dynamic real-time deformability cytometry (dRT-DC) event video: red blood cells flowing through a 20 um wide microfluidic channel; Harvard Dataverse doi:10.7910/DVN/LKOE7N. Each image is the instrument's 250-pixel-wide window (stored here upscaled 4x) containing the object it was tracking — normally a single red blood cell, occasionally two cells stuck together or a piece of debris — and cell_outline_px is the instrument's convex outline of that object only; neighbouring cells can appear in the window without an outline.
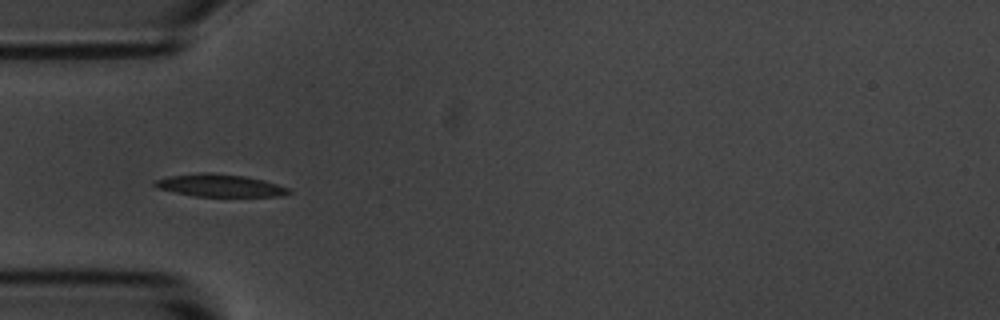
{"species": "common noctule bat (a hibernating species)", "species_latin": "Nyctalus noctula", "temperature_condition": "room temperature", "stored_images_in_passage": 39, "camera_frame_rate_fps": 3000, "um_per_image_px": 0.085, "animal": {"sex": "male", "body_mass_g": 20.1, "forearm_length_mm": 53.5}, "frame": {"image": 1, "passage_image": 1, "time_ms": 0.0, "image_size_px": [1000, 320], "cell_outline_px": [[292, 192], [280, 196], [196, 196], [156, 188], [152, 184], [152, 180], [168, 176], [204, 172], [208, 172], [244, 176], [264, 180], [288, 188]], "centroid_in_image_um": [18.63, 15.76], "position_along_channel_um": 66.4, "area_um2": 17.46}}
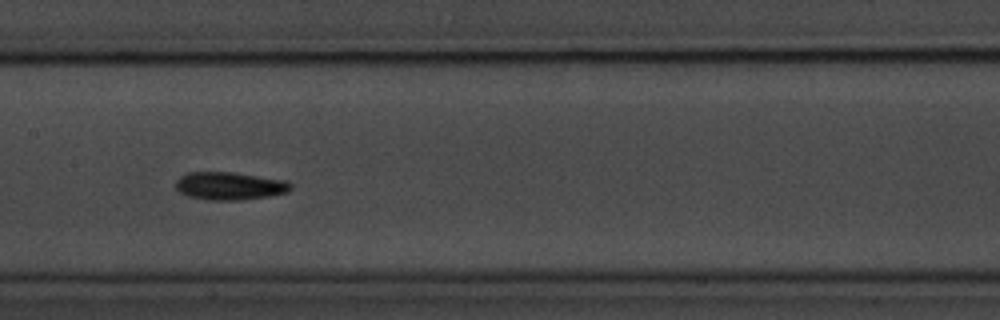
{"frame": {"image": 2, "passage_image": 11, "time_ms": 3.333, "image_size_px": [1000, 320], "cell_outline_px": [[292, 188], [288, 192], [268, 196], [240, 200], [212, 200], [188, 196], [180, 192], [176, 188], [176, 180], [180, 176], [188, 172], [232, 172], [284, 180], [292, 184]], "centroid_in_image_um": [19.51, 15.8], "position_along_channel_um": 187.9, "area_um2": 18.55}}
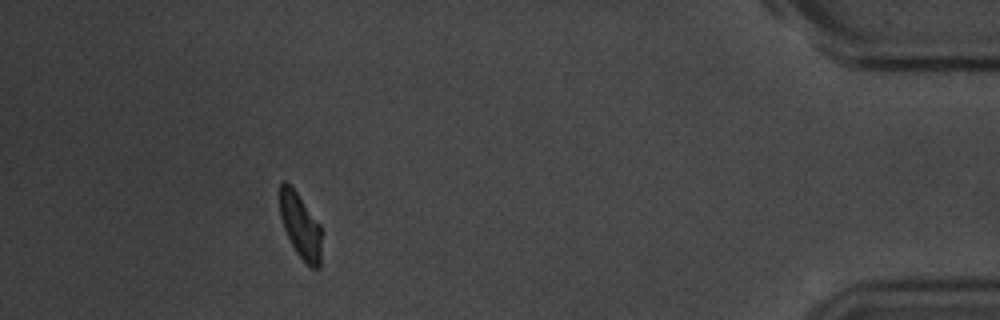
{"frame": {"image": 3, "passage_image": 34, "time_ms": 11.0, "image_size_px": [1000, 320], "cell_outline_px": [[320, 268], [312, 268], [296, 252], [284, 228], [280, 216], [280, 184], [284, 180], [296, 192], [320, 224]], "centroid_in_image_um": [25.52, 19.19], "position_along_channel_um": 409.7, "area_um2": 15.32}, "authors_computed_cell_mechanics": {"area_um2": 17.1666, "velocity_mm_per_s": 3.6392, "shape_relaxation_time_tau1_ms": 2.1233, "shape_relaxation_time_tau2_ms": 5.1819, "deformation_change_tau1": 0.1285, "deformation_change_tau2": 0.1363}}